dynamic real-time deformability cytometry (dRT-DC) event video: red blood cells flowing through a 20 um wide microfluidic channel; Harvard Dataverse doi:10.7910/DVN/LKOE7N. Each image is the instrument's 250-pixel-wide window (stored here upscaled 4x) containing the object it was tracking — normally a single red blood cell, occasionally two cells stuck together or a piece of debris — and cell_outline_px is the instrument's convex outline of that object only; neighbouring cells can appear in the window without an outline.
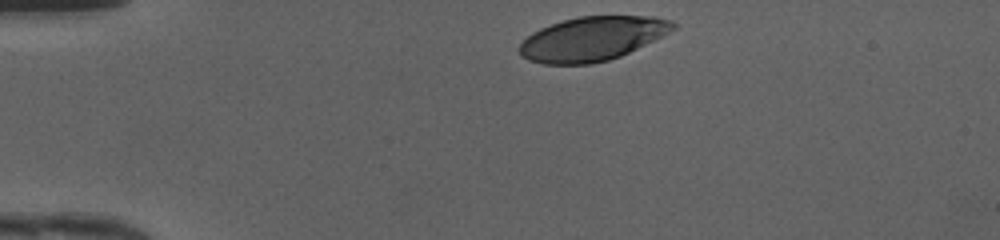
{"species": "human", "species_latin": "Homo sapiens", "temperature_condition": "cold", "stored_images_in_passage": 31, "camera_frame_rate_fps": 3000, "um_per_image_px": 0.085, "donor": {"sex": "female"}, "frame": {"image": 1, "passage_image": 1, "time_ms": 0.0, "image_size_px": [1000, 240], "cell_outline_px": [[676, 28], [620, 56], [608, 60], [592, 64], [544, 64], [528, 60], [520, 56], [516, 48], [532, 32], [540, 28], [564, 20], [580, 16], [652, 16], [672, 20], [676, 24]], "centroid_in_image_um": [50.29, 3.29], "position_along_channel_um": 34.7, "area_um2": 39.25}}
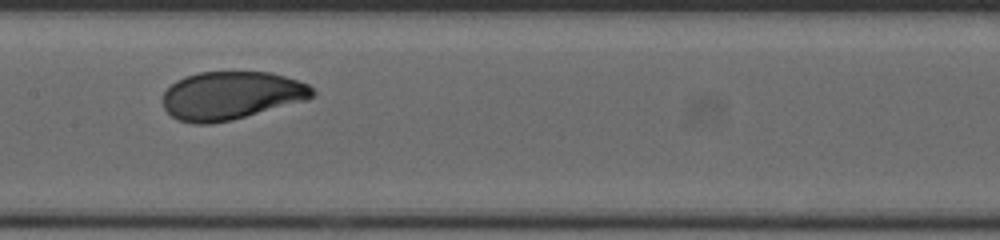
{"frame": {"image": 2, "passage_image": 16, "time_ms": 5.0, "image_size_px": [1000, 240], "cell_outline_px": [[316, 92], [308, 100], [232, 120], [212, 124], [192, 124], [176, 120], [164, 108], [164, 92], [176, 80], [184, 76], [200, 72], [268, 72], [284, 76], [308, 84]], "centroid_in_image_um": [19.64, 8.13], "position_along_channel_um": 187.8, "area_um2": 42.08}}
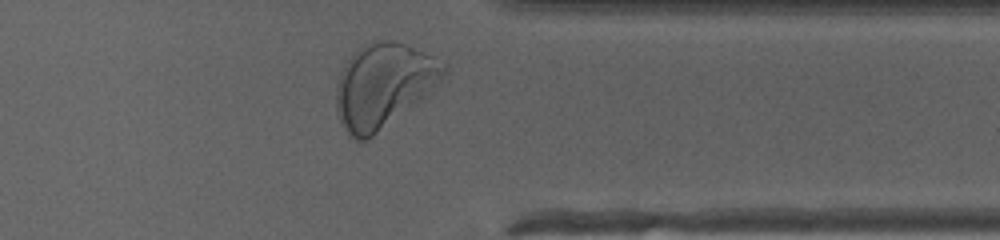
{"frame": {"image": 3, "passage_image": 30, "time_ms": 9.667, "image_size_px": [1000, 240], "cell_outline_px": [[448, 68], [440, 80], [428, 96], [368, 140], [352, 140], [348, 136], [340, 124], [336, 112], [336, 84], [340, 72], [344, 64], [352, 52], [356, 48], [372, 40], [392, 40], [404, 44], [424, 52], [448, 64]], "centroid_in_image_um": [32.57, 7.28], "position_along_channel_um": 378.8, "area_um2": 53.64}, "authors_computed_cell_mechanics": {"area_um2": 42.1362, "velocity_mm_per_s": 4.1692, "shape_relaxation_time_tau1_ms": 3.0371, "shape_relaxation_time_tau2_ms": 0.6779, "deformation_change_tau1": 0.1641, "deformation_change_tau2": 0.0474}}